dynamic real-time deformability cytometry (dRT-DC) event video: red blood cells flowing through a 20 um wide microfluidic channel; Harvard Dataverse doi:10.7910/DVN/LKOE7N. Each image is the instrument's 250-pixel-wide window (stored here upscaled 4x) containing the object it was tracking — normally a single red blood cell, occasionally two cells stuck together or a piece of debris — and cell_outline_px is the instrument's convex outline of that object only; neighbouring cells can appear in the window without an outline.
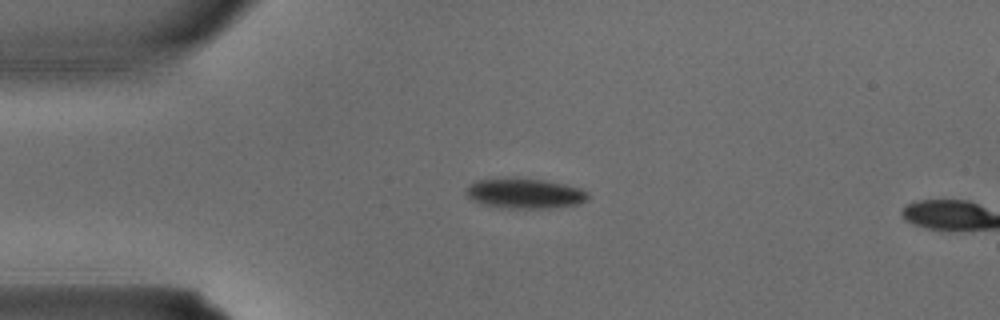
{"species": "common noctule bat (a hibernating species)", "species_latin": "Nyctalus noctula", "temperature_condition": "warm", "stored_images_in_passage": 2, "segment_of_instrument_passage": [1, 2], "camera_frame_rate_fps": 3000, "um_per_image_px": 0.085, "animal": {"sex": "male", "body_mass_g": 15.6}, "frame": {"image": 1, "passage_image": 1, "time_ms": 0.0, "image_size_px": [1000, 320], "cell_outline_px": [[588, 200], [580, 204], [548, 208], [508, 208], [480, 204], [472, 200], [464, 192], [468, 184], [476, 180], [516, 176], [544, 180], [564, 184], [580, 188], [588, 192]], "centroid_in_image_um": [44.57, 16.42], "position_along_channel_um": 40.4, "area_um2": 21.91}}